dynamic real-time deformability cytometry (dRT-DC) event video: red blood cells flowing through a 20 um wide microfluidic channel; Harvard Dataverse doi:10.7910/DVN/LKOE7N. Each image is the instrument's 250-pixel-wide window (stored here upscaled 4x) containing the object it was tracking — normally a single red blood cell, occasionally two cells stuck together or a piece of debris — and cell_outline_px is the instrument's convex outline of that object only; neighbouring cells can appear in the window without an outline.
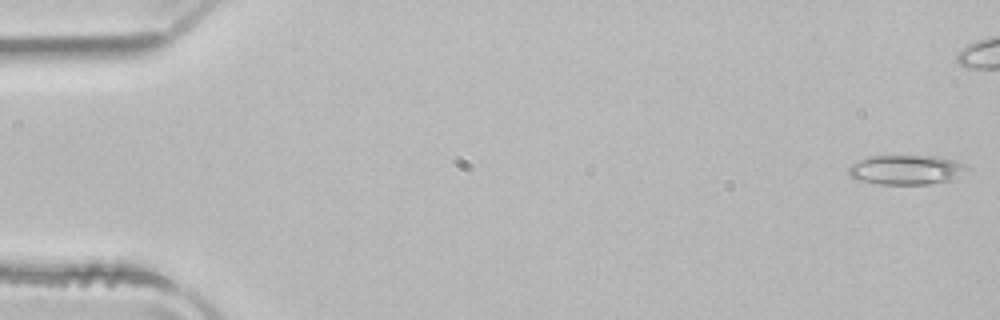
{"species": "common noctule bat (a hibernating species)", "species_latin": "Nyctalus noctula", "temperature_condition": "room temperature", "stored_images_in_passage": 42, "camera_frame_rate_fps": 3000, "um_per_image_px": 0.085, "animal": {"sex": "male", "body_mass_g": 21.5, "forearm_length_mm": 52.0}, "frame": {"image": 1, "passage_image": 1, "time_ms": 0.0, "image_size_px": [1000, 320], "cell_outline_px": [[972, 168], [952, 180], [928, 184], [880, 184], [856, 180], [848, 172], [848, 168], [852, 164], [868, 156], [932, 156], [952, 160], [964, 164]], "centroid_in_image_um": [77.04, 14.44], "position_along_channel_um": 8.0, "area_um2": 20.35}}
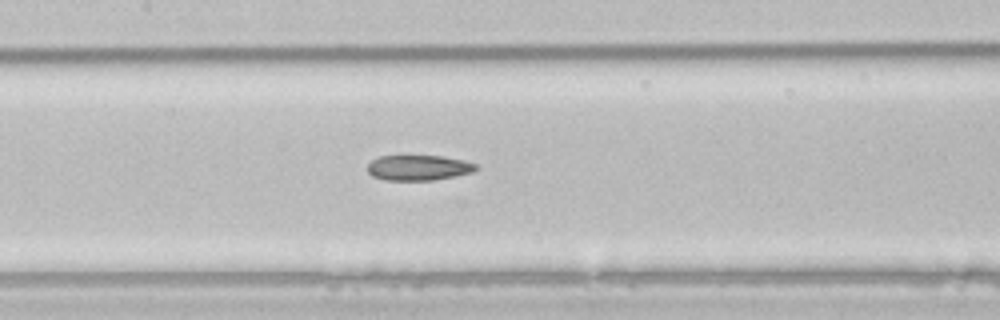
{"frame": {"image": 2, "passage_image": 24, "time_ms": 7.667, "image_size_px": [1000, 320], "cell_outline_px": [[480, 168], [472, 172], [432, 180], [384, 180], [372, 176], [368, 172], [368, 164], [372, 160], [380, 156], [440, 156], [464, 160], [476, 164]], "centroid_in_image_um": [35.57, 14.25], "position_along_channel_um": 171.8, "area_um2": 15.9}}
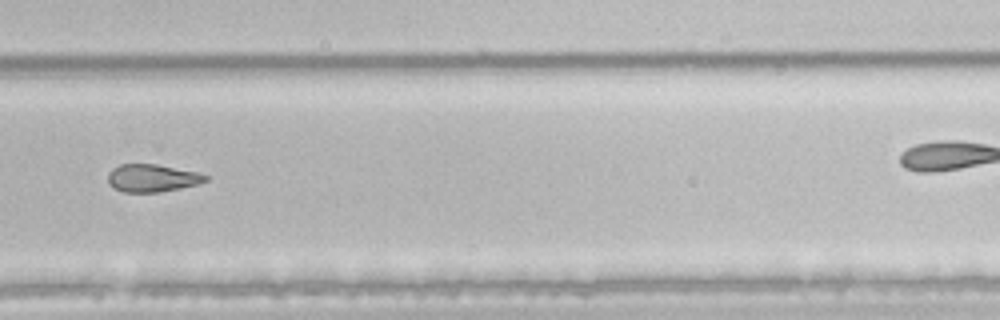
{"frame": {"image": 3, "passage_image": 35, "time_ms": 11.333, "image_size_px": [1000, 320], "cell_outline_px": [[212, 176], [208, 180], [196, 184], [180, 188], [160, 192], [124, 192], [108, 184], [108, 172], [112, 168], [120, 164], [156, 164], [196, 172]], "centroid_in_image_um": [12.93, 15.13], "position_along_channel_um": 316.9, "area_um2": 15.72}}